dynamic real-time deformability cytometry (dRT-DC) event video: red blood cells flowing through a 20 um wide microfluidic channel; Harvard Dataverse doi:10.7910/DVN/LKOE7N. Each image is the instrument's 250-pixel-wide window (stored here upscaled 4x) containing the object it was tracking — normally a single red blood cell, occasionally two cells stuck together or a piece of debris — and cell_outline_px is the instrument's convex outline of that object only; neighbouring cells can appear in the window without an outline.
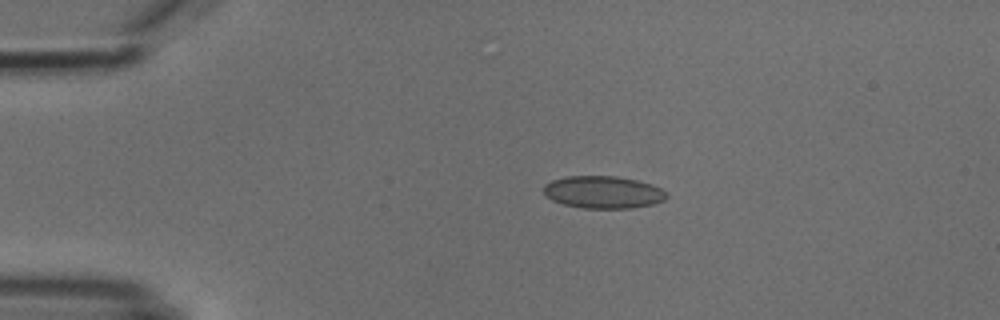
{"species": "common noctule bat (a hibernating species)", "species_latin": "Nyctalus noctula", "temperature_condition": "cold", "stored_images_in_passage": 6, "camera_frame_rate_fps": 3000, "um_per_image_px": 0.085, "animal": {"sex": "male", "body_mass_g": 18.8}, "frame": {"image": 1, "passage_image": 3, "time_ms": 3.333, "image_size_px": [1000, 320], "cell_outline_px": [[668, 196], [664, 200], [652, 204], [632, 208], [580, 208], [564, 204], [552, 200], [544, 196], [544, 184], [552, 180], [564, 176], [616, 176], [636, 180], [652, 184], [668, 192]], "centroid_in_image_um": [51.26, 16.33], "position_along_channel_um": 33.7, "area_um2": 23.35}}
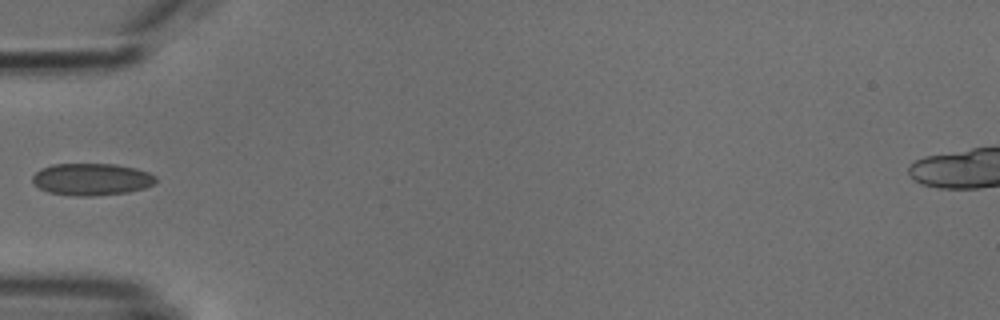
{"frame": {"image": 2, "passage_image": 5, "time_ms": 5.667, "image_size_px": [1000, 320], "cell_outline_px": [[156, 180], [152, 184], [144, 188], [128, 192], [92, 196], [72, 196], [48, 192], [40, 188], [32, 180], [32, 176], [40, 168], [52, 164], [116, 164], [136, 168], [148, 172], [156, 176]], "centroid_in_image_um": [7.77, 15.23], "position_along_channel_um": 77.2, "area_um2": 23.06}}
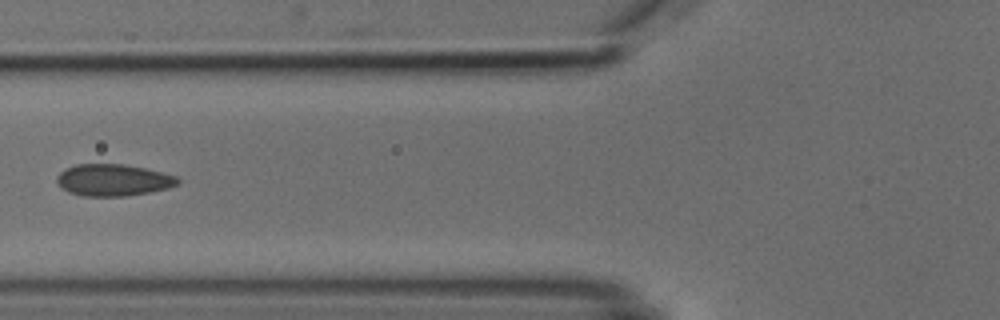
{"frame": {"image": 3, "passage_image": 6, "time_ms": 6.667, "image_size_px": [1000, 320], "cell_outline_px": [[180, 184], [168, 188], [152, 192], [124, 196], [84, 196], [68, 192], [60, 188], [56, 180], [56, 176], [64, 168], [76, 164], [124, 164], [144, 168], [176, 176], [180, 180]], "centroid_in_image_um": [9.6, 15.31], "position_along_channel_um": 116.2, "area_um2": 22.6}}